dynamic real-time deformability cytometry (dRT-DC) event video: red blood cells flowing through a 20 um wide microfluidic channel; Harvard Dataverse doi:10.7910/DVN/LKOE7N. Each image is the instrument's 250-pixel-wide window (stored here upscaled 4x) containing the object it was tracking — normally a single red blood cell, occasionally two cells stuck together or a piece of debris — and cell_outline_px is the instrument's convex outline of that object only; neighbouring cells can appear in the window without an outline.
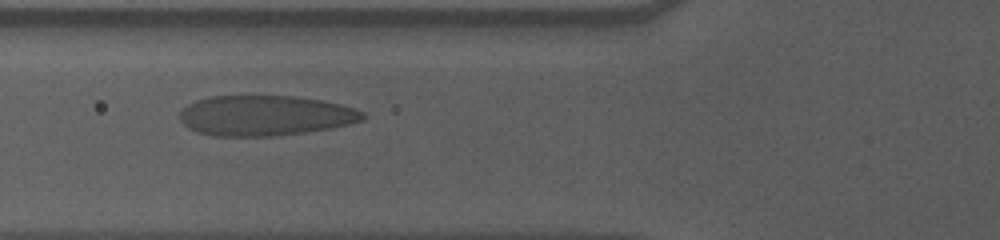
{"species": "human", "species_latin": "Homo sapiens", "temperature_condition": "cold", "stored_images_in_passage": 41, "camera_frame_rate_fps": 3000, "um_per_image_px": 0.085, "donor": {"sex": "male"}, "frame": {"image": 1, "passage_image": 5, "time_ms": 1.333, "image_size_px": [1000, 240], "cell_outline_px": [[368, 116], [364, 120], [348, 124], [328, 128], [304, 132], [272, 136], [212, 136], [196, 132], [188, 128], [180, 120], [180, 112], [188, 104], [196, 100], [212, 96], [292, 96], [320, 100], [340, 104], [356, 108], [364, 112]], "centroid_in_image_um": [22.54, 9.82], "position_along_channel_um": 103.3, "area_um2": 42.95}}
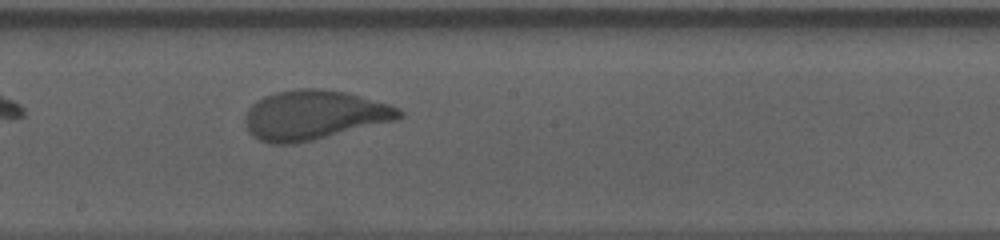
{"frame": {"image": 2, "passage_image": 15, "time_ms": 4.667, "image_size_px": [1000, 240], "cell_outline_px": [[404, 116], [396, 120], [296, 144], [272, 144], [260, 140], [252, 136], [248, 132], [244, 124], [244, 120], [248, 108], [256, 100], [264, 96], [276, 92], [300, 88], [320, 88], [348, 92], [388, 104], [400, 108], [404, 112]], "centroid_in_image_um": [26.67, 9.78], "position_along_channel_um": 221.5, "area_um2": 44.68}}
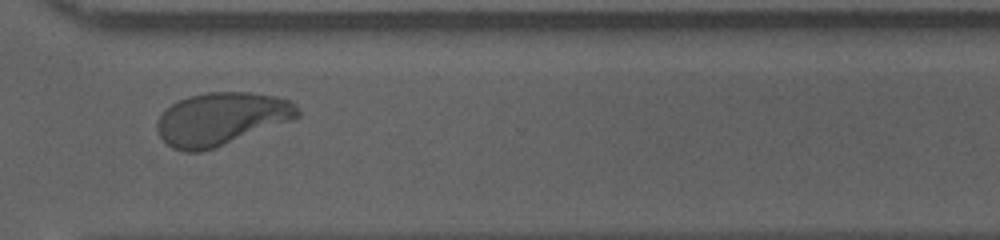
{"frame": {"image": 3, "passage_image": 26, "time_ms": 8.333, "image_size_px": [1000, 240], "cell_outline_px": [[300, 116], [296, 120], [200, 152], [184, 152], [172, 148], [160, 136], [156, 128], [156, 120], [172, 104], [188, 96], [208, 92], [248, 92], [276, 96], [292, 100], [300, 112]], "centroid_in_image_um": [18.85, 10.1], "position_along_channel_um": 351.7, "area_um2": 43.29}, "authors_computed_cell_mechanics": {"area_um2": 43.0032, "velocity_mm_per_s": 3.5484, "shape_relaxation_time_tau1_ms": 3.9044, "shape_relaxation_time_tau2_ms": null, "deformation_change_tau1": 0.1736, "deformation_change_tau2": null}}